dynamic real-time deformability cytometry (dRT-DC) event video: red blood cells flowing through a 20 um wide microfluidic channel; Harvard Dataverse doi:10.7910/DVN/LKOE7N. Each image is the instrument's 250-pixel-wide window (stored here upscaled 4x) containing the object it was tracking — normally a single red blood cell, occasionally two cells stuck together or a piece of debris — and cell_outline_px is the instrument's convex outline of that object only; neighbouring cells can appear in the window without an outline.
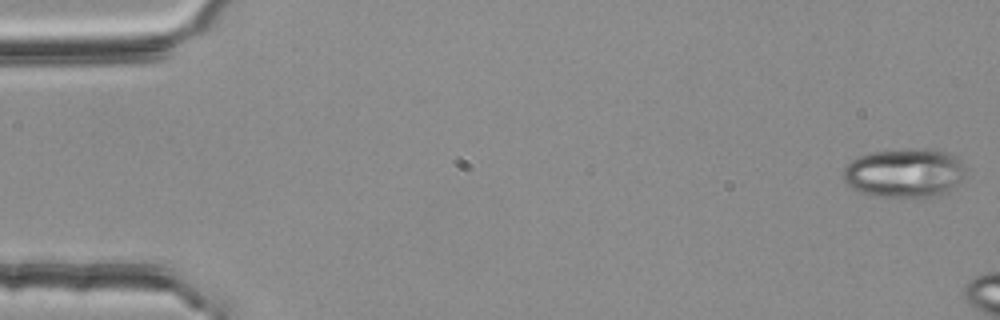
{"species": "common noctule bat (a hibernating species)", "species_latin": "Nyctalus noctula", "temperature_condition": "room temperature", "stored_images_in_passage": 8, "camera_frame_rate_fps": 3000, "um_per_image_px": 0.085, "animal": {"sex": "female", "body_mass_g": 25.1}, "frame": {"image": 1, "passage_image": 1, "time_ms": 0.0, "image_size_px": [1000, 320], "cell_outline_px": [[968, 168], [964, 176], [948, 192], [940, 196], [876, 196], [852, 188], [844, 180], [844, 168], [856, 156], [872, 152], [904, 148], [924, 148], [948, 152], [956, 156]], "centroid_in_image_um": [76.93, 14.66], "position_along_channel_um": 8.1, "area_um2": 35.14}}